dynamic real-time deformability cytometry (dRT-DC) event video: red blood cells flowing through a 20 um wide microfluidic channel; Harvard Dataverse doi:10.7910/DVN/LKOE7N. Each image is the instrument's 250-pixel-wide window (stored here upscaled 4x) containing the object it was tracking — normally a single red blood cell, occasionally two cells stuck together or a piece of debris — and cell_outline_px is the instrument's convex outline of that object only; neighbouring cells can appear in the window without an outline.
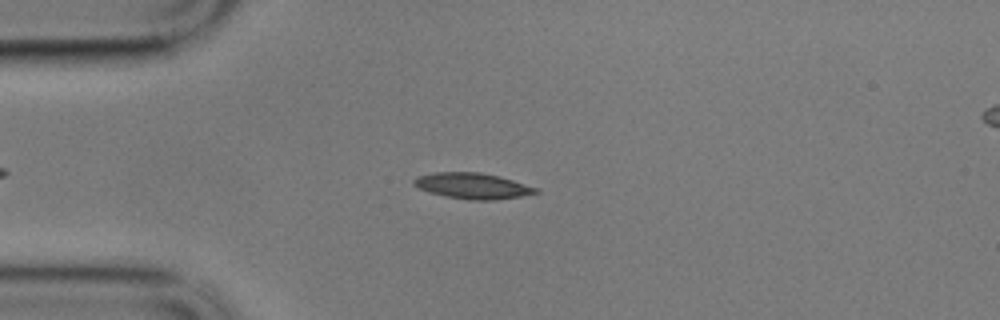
{"species": "common noctule bat (a hibernating species)", "species_latin": "Nyctalus noctula", "temperature_condition": "cold", "stored_images_in_passage": 20, "camera_frame_rate_fps": 3000, "um_per_image_px": 0.085, "animal": {"sex": "male", "body_mass_g": 17.9}, "frame": {"image": 1, "passage_image": 15, "time_ms": 4.667, "image_size_px": [1000, 320], "cell_outline_px": [[540, 192], [520, 196], [492, 200], [472, 200], [448, 196], [432, 192], [420, 188], [412, 184], [412, 180], [416, 176], [432, 172], [480, 172], [500, 176], [540, 188]], "centroid_in_image_um": [40.19, 15.78], "position_along_channel_um": 44.8, "area_um2": 18.32}}